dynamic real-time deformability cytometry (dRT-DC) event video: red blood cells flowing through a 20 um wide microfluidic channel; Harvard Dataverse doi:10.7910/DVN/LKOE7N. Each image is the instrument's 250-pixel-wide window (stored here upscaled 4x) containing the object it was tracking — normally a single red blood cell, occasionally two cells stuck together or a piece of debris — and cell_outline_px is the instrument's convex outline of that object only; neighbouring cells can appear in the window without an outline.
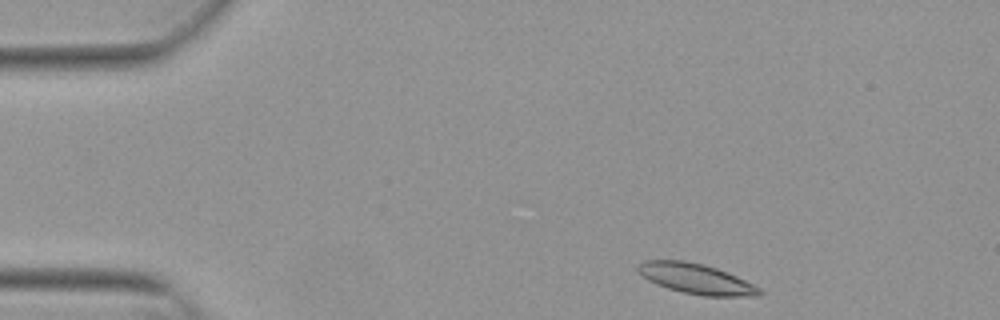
{"species": "Egyptian fruit bat (a non-hibernating species)", "species_latin": "Rousettus aegyptiacus", "temperature_condition": "warm", "stored_images_in_passage": 46, "camera_frame_rate_fps": 3000, "um_per_image_px": 0.085, "animal": {"sex": "female"}, "frame": {"image": 1, "passage_image": 1, "time_ms": 0.0, "image_size_px": [1000, 320], "cell_outline_px": [[764, 292], [760, 296], [704, 296], [684, 292], [668, 288], [656, 284], [648, 280], [636, 268], [644, 260], [684, 260], [704, 264], [716, 268], [736, 276], [760, 288]], "centroid_in_image_um": [59.19, 23.69], "position_along_channel_um": 25.8, "area_um2": 21.21}}
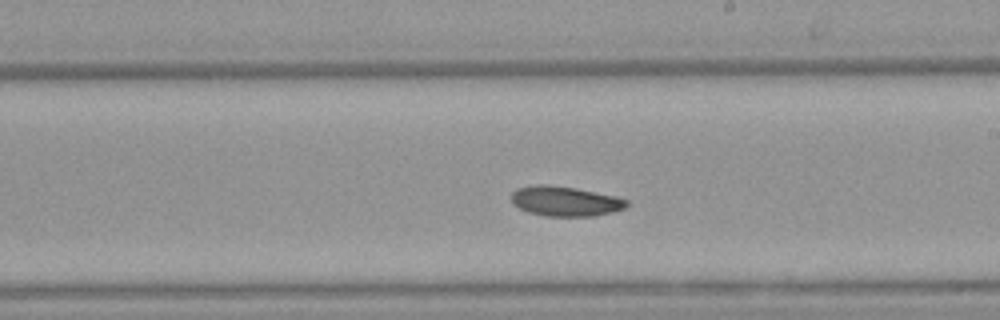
{"frame": {"image": 2, "passage_image": 24, "time_ms": 7.667, "image_size_px": [1000, 320], "cell_outline_px": [[628, 204], [624, 208], [616, 212], [596, 216], [544, 216], [528, 212], [512, 204], [512, 192], [516, 188], [536, 184], [548, 184], [576, 188], [616, 196], [628, 200]], "centroid_in_image_um": [48.05, 17.1], "position_along_channel_um": 240.9, "area_um2": 20.35}}
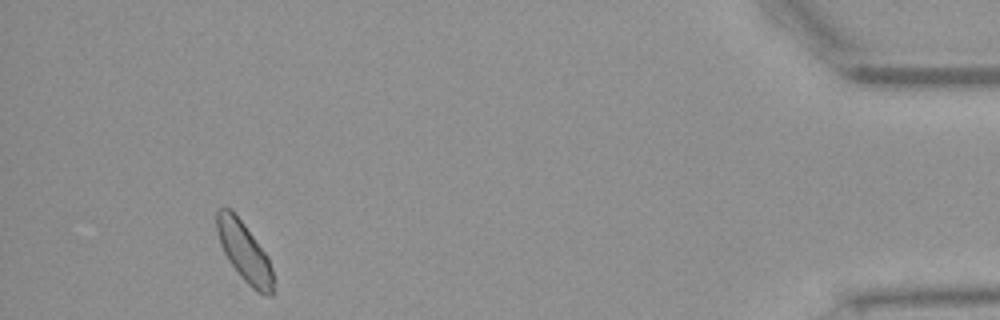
{"frame": {"image": 3, "passage_image": 43, "time_ms": 14.0, "image_size_px": [1000, 320], "cell_outline_px": [[272, 296], [264, 296], [252, 288], [240, 276], [228, 260], [220, 244], [216, 232], [216, 208], [232, 208], [268, 256], [272, 268]], "centroid_in_image_um": [20.74, 21.38], "position_along_channel_um": 414.5, "area_um2": 19.59}, "authors_computed_cell_mechanics": {"area_um2": 19.9988, "velocity_mm_per_s": 3.7798, "shape_relaxation_time_tau1_ms": 4.7138, "shape_relaxation_time_tau2_ms": 6.1453, "deformation_change_tau1": 0.0958, "deformation_change_tau2": 0.0772}}